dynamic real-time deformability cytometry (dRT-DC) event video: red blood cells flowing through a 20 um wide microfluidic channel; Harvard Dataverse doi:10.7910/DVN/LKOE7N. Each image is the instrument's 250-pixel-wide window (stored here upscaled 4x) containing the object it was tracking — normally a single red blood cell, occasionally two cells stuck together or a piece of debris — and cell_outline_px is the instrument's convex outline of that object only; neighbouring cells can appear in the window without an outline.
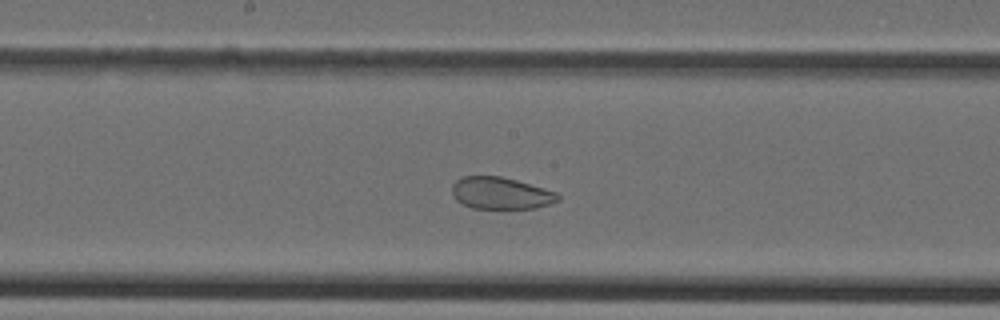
{"species": "Egyptian fruit bat (a non-hibernating species)", "species_latin": "Rousettus aegyptiacus", "temperature_condition": "cold", "stored_images_in_passage": 41, "camera_frame_rate_fps": 3000, "um_per_image_px": 0.085, "animal": {"sex": "female"}, "frame": {"image": 1, "passage_image": 19, "time_ms": 6.0, "image_size_px": [1000, 320], "cell_outline_px": [[560, 200], [536, 208], [472, 208], [456, 200], [452, 196], [452, 184], [456, 180], [464, 176], [500, 176], [516, 180], [556, 192], [560, 196]], "centroid_in_image_um": [42.54, 16.42], "position_along_channel_um": 205.7, "area_um2": 19.59}}
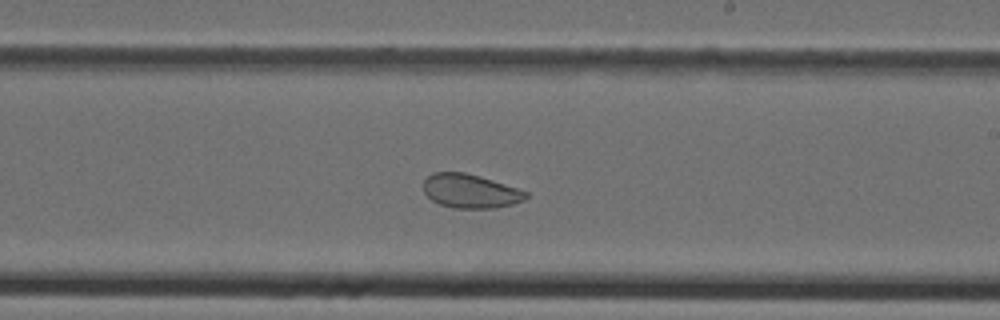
{"frame": {"image": 2, "passage_image": 22, "time_ms": 7.0, "image_size_px": [1000, 320], "cell_outline_px": [[528, 196], [524, 200], [512, 204], [496, 208], [452, 208], [440, 204], [432, 200], [424, 192], [424, 180], [432, 172], [464, 172], [480, 176], [528, 192]], "centroid_in_image_um": [39.96, 16.24], "position_along_channel_um": 249.0, "area_um2": 20.17}}
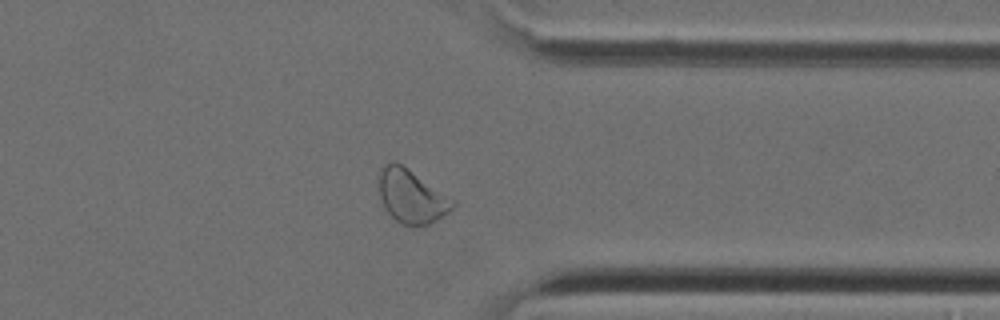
{"frame": {"image": 3, "passage_image": 31, "time_ms": 10.0, "image_size_px": [1000, 320], "cell_outline_px": [[456, 204], [448, 212], [436, 220], [428, 224], [416, 228], [404, 224], [396, 220], [384, 208], [380, 196], [380, 172], [384, 164], [392, 160], [396, 160], [456, 200]], "centroid_in_image_um": [35.0, 16.68], "position_along_channel_um": 376.4, "area_um2": 23.12}}